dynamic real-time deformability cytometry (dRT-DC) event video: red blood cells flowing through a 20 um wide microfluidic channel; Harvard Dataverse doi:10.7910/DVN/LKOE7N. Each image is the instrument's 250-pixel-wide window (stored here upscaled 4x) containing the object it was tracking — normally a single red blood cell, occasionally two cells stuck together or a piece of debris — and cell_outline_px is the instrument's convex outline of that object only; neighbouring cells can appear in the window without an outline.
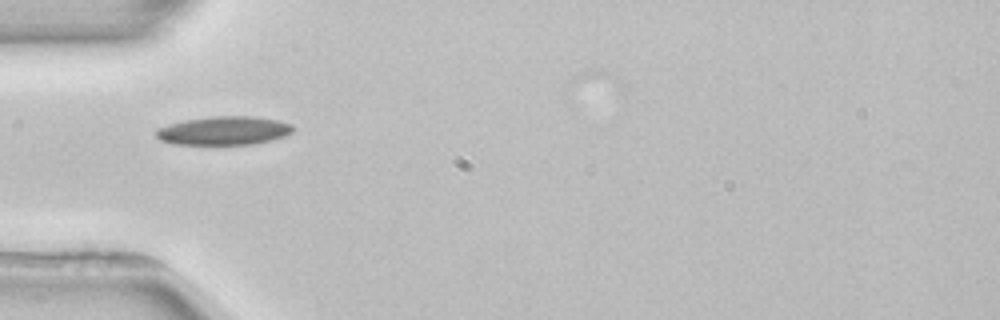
{"species": "common noctule bat (a hibernating species)", "species_latin": "Nyctalus noctula", "temperature_condition": "room temperature", "stored_images_in_passage": 2, "camera_frame_rate_fps": 3000, "um_per_image_px": 0.085, "animal": {"sex": "female", "body_mass_g": 22.7, "forearm_length_mm": 54.2}, "frame": {"image": 1, "passage_image": 1, "time_ms": 0.0, "image_size_px": [1000, 320], "cell_outline_px": [[296, 128], [292, 132], [284, 136], [272, 140], [252, 144], [172, 144], [160, 140], [156, 136], [156, 128], [184, 120], [212, 116], [256, 116], [280, 120], [292, 124]], "centroid_in_image_um": [19.06, 11.09], "position_along_channel_um": 65.9, "area_um2": 23.0}}